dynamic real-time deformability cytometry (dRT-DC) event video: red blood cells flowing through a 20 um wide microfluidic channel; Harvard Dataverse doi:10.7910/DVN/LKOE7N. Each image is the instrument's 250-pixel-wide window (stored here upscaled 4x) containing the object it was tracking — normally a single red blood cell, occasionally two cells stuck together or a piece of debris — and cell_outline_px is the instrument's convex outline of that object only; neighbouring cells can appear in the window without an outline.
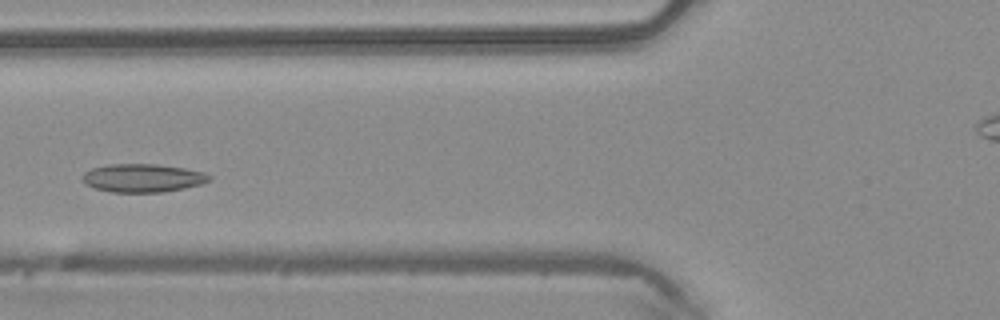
{"species": "common noctule bat (a hibernating species)", "species_latin": "Nyctalus noctula", "temperature_condition": "warm", "stored_images_in_passage": 44, "camera_frame_rate_fps": 3000, "um_per_image_px": 0.085, "animal": {"sex": "male", "body_mass_g": 20.4}, "frame": {"image": 1, "passage_image": 13, "time_ms": 4.0, "image_size_px": [1000, 320], "cell_outline_px": [[212, 180], [200, 184], [184, 188], [164, 192], [112, 192], [96, 188], [88, 184], [84, 180], [84, 172], [92, 168], [108, 164], [156, 164], [184, 168], [204, 172], [212, 176]], "centroid_in_image_um": [12.19, 15.12], "position_along_channel_um": 113.6, "area_um2": 20.75}}
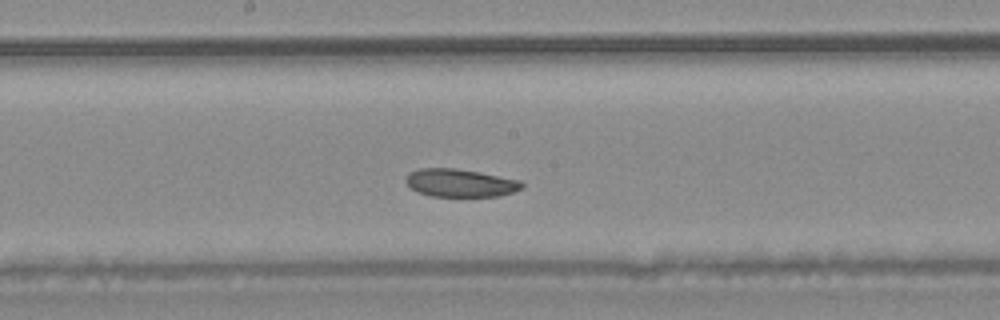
{"frame": {"image": 2, "passage_image": 20, "time_ms": 6.333, "image_size_px": [1000, 320], "cell_outline_px": [[524, 188], [500, 196], [428, 196], [416, 192], [404, 180], [408, 172], [420, 168], [456, 168], [480, 172], [520, 180], [524, 184]], "centroid_in_image_um": [39.1, 15.54], "position_along_channel_um": 209.1, "area_um2": 19.07}}
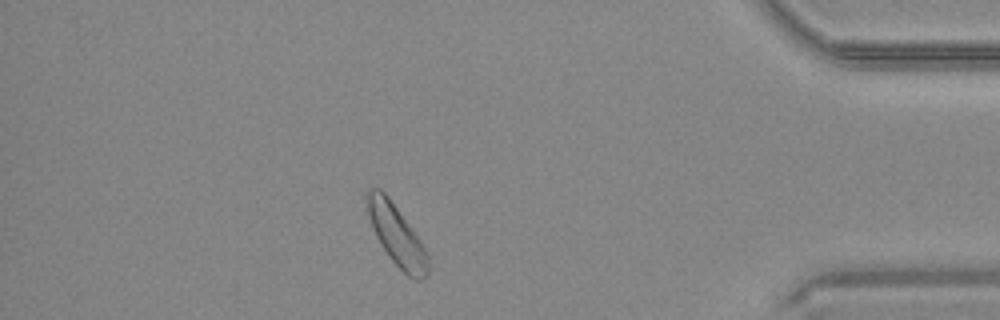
{"frame": {"image": 3, "passage_image": 37, "time_ms": 12.0, "image_size_px": [1000, 320], "cell_outline_px": [[428, 276], [424, 280], [416, 280], [408, 276], [388, 256], [376, 236], [368, 216], [364, 196], [372, 188], [380, 188], [388, 196], [420, 240], [428, 252]], "centroid_in_image_um": [33.71, 20.0], "position_along_channel_um": 401.5, "area_um2": 21.39}, "authors_computed_cell_mechanics": {"area_um2": 20.5479, "velocity_mm_per_s": 4.0811, "shape_relaxation_time_tau1_ms": 4.5129, "shape_relaxation_time_tau2_ms": null, "deformation_change_tau1": 0.0697, "deformation_change_tau2": null}}